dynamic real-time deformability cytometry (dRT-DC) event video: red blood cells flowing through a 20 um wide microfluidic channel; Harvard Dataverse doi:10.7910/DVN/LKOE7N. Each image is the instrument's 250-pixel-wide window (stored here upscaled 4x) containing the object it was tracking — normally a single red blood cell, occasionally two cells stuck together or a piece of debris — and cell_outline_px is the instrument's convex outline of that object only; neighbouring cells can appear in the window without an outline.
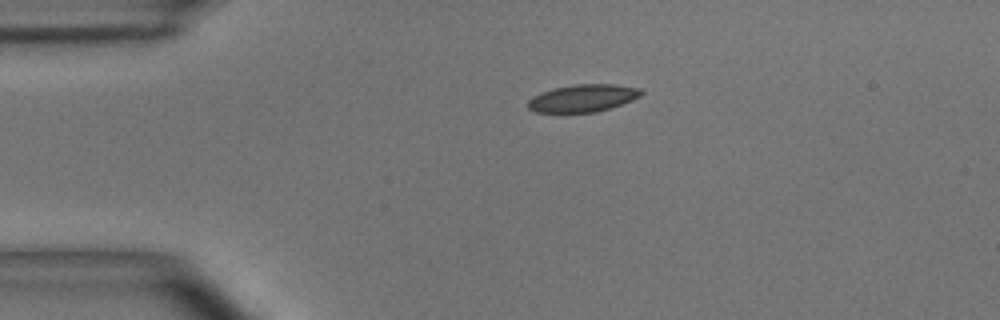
{"species": "common noctule bat (a hibernating species)", "species_latin": "Nyctalus noctula", "temperature_condition": "room temperature", "stored_images_in_passage": 41, "camera_frame_rate_fps": 3000, "um_per_image_px": 0.085, "animal": {"sex": "male", "body_mass_g": 15.6}, "frame": {"image": 1, "passage_image": 1, "time_ms": 0.0, "image_size_px": [1000, 320], "cell_outline_px": [[644, 92], [640, 96], [632, 100], [596, 112], [536, 112], [528, 108], [528, 100], [532, 96], [556, 88], [576, 84], [616, 84], [640, 88]], "centroid_in_image_um": [49.56, 8.33], "position_along_channel_um": 35.4, "area_um2": 17.86}}
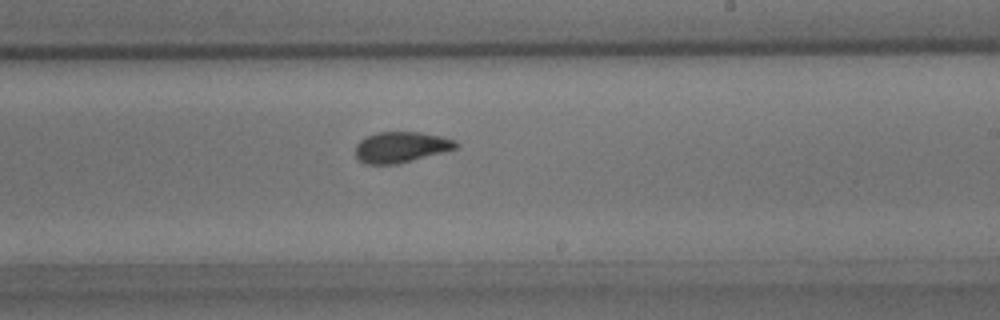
{"frame": {"image": 2, "passage_image": 22, "time_ms": 7.0, "image_size_px": [1000, 320], "cell_outline_px": [[460, 144], [456, 148], [444, 152], [396, 164], [364, 164], [356, 156], [356, 144], [364, 136], [376, 132], [420, 132], [440, 136], [456, 140]], "centroid_in_image_um": [34.08, 12.49], "position_along_channel_um": 254.9, "area_um2": 18.09}}
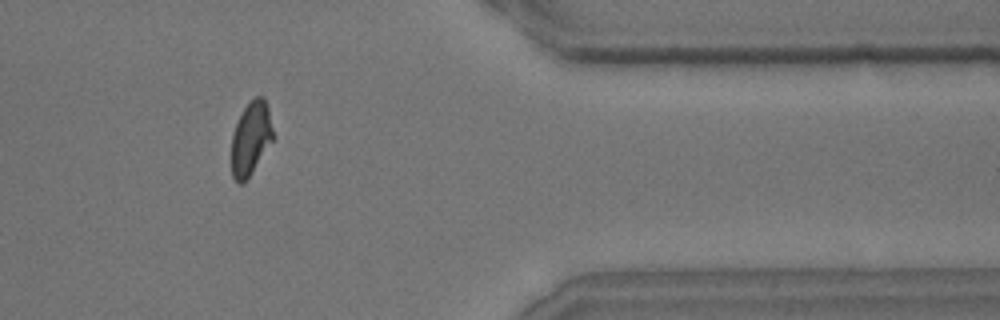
{"frame": {"image": 3, "passage_image": 35, "time_ms": 11.333, "image_size_px": [1000, 320], "cell_outline_px": [[276, 136], [252, 172], [240, 184], [232, 176], [232, 136], [236, 124], [244, 108], [256, 96], [264, 96], [268, 108]], "centroid_in_image_um": [21.36, 11.73], "position_along_channel_um": 390.0, "area_um2": 17.69}, "authors_computed_cell_mechanics": {"area_um2": 18.5538, "velocity_mm_per_s": 3.6242, "shape_relaxation_time_tau1_ms": 3.8263, "shape_relaxation_time_tau2_ms": 1.5316, "deformation_change_tau1": 0.1522, "deformation_change_tau2": 0.0732}}